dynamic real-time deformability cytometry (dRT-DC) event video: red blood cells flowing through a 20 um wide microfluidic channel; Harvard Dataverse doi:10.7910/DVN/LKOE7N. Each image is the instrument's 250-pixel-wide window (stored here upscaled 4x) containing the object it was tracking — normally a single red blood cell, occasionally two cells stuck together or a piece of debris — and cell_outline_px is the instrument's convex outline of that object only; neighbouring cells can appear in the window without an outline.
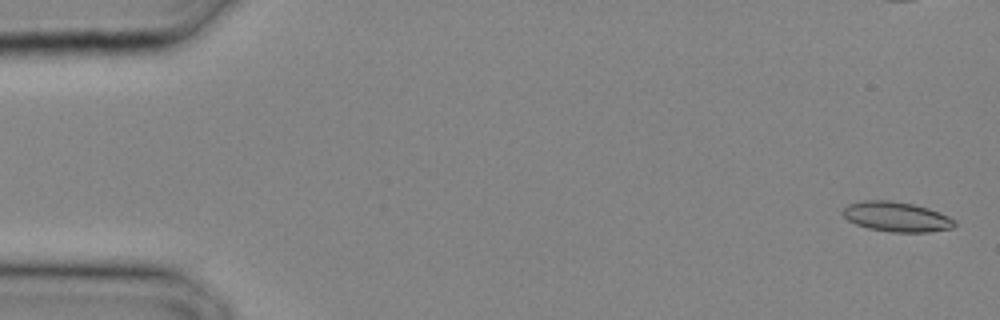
{"species": "common noctule bat (a hibernating species)", "species_latin": "Nyctalus noctula", "temperature_condition": "cold", "stored_images_in_passage": 26, "camera_frame_rate_fps": 3000, "um_per_image_px": 0.085, "animal": {"sex": "male", "body_mass_g": 20.4}, "frame": {"image": 1, "passage_image": 1, "time_ms": 0.0, "image_size_px": [1000, 320], "cell_outline_px": [[956, 224], [952, 228], [928, 232], [892, 232], [868, 228], [856, 224], [848, 220], [840, 212], [848, 204], [864, 200], [888, 200], [912, 204], [928, 208], [940, 212], [956, 220]], "centroid_in_image_um": [76.2, 18.42], "position_along_channel_um": 8.8, "area_um2": 19.48}}